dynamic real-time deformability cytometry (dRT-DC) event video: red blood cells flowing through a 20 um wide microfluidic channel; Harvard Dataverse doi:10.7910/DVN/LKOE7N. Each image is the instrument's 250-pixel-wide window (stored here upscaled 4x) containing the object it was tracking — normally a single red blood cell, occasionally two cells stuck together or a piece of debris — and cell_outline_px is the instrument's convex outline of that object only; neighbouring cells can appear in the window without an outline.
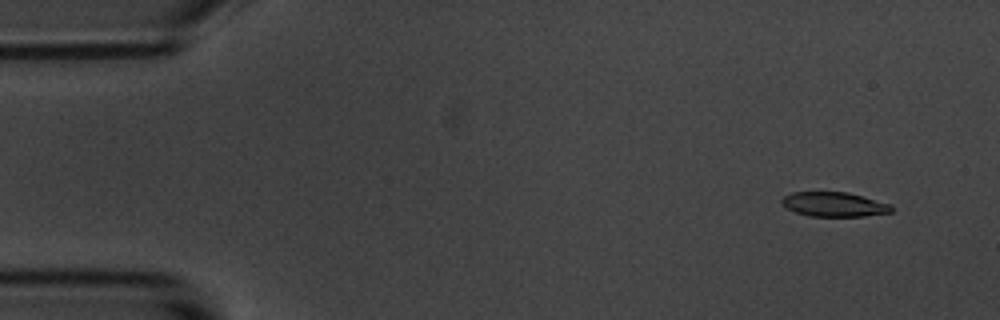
{"species": "common noctule bat (a hibernating species)", "species_latin": "Nyctalus noctula", "temperature_condition": "room temperature", "stored_images_in_passage": 6, "camera_frame_rate_fps": 3000, "um_per_image_px": 0.085, "animal": {"sex": "male", "body_mass_g": 20.1, "forearm_length_mm": 53.5}, "frame": {"image": 1, "passage_image": 2, "time_ms": 1.0, "image_size_px": [1000, 320], "cell_outline_px": [[892, 212], [864, 216], [808, 216], [784, 208], [780, 204], [780, 200], [784, 196], [792, 192], [848, 192], [892, 204]], "centroid_in_image_um": [70.86, 17.37], "position_along_channel_um": 14.1, "area_um2": 15.84}}
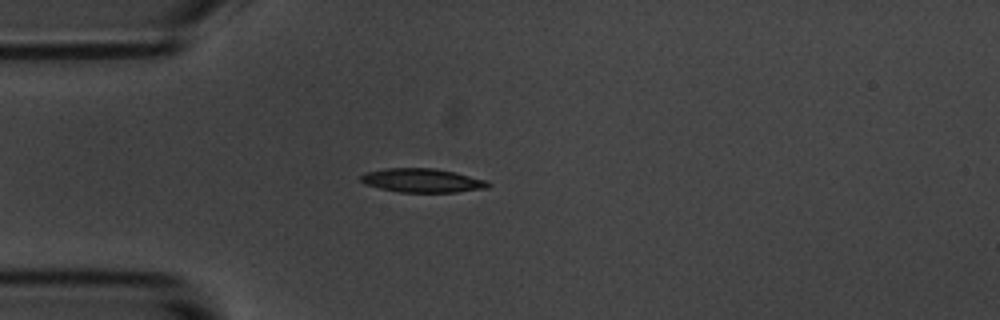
{"frame": {"image": 2, "passage_image": 5, "time_ms": 4.667, "image_size_px": [1000, 320], "cell_outline_px": [[492, 184], [488, 188], [456, 192], [400, 192], [380, 188], [364, 184], [360, 180], [360, 176], [364, 172], [384, 168], [432, 168], [456, 172], [488, 180]], "centroid_in_image_um": [35.91, 15.33], "position_along_channel_um": 49.1, "area_um2": 17.92}}